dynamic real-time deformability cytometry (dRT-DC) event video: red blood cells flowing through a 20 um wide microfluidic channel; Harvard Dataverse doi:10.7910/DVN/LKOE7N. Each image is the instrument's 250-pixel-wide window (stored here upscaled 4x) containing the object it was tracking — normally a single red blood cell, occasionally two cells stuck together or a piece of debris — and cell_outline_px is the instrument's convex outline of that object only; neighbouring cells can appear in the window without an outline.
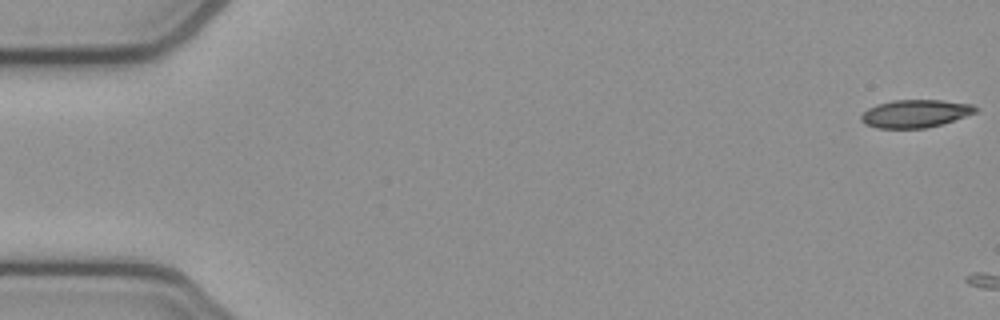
{"species": "common noctule bat (a hibernating species)", "species_latin": "Nyctalus noctula", "temperature_condition": "cold", "stored_images_in_passage": 9, "camera_frame_rate_fps": 3000, "um_per_image_px": 0.085, "animal": {"sex": "female", "body_mass_g": 21.9}, "frame": {"image": 1, "passage_image": 1, "time_ms": 0.0, "image_size_px": [1000, 320], "cell_outline_px": [[980, 108], [976, 112], [940, 124], [924, 128], [876, 128], [864, 124], [860, 120], [860, 116], [868, 108], [876, 104], [892, 100], [940, 100], [972, 104]], "centroid_in_image_um": [77.76, 9.65], "position_along_channel_um": 7.2, "area_um2": 18.5}}
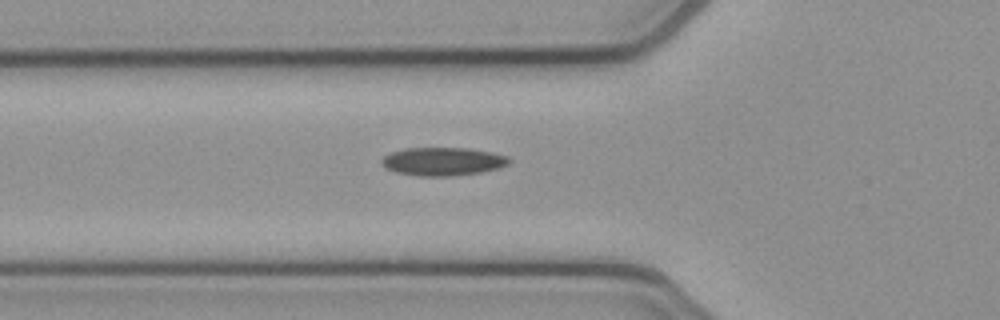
{"frame": {"image": 2, "passage_image": 9, "time_ms": 2.667, "image_size_px": [1000, 320], "cell_outline_px": [[512, 160], [508, 164], [496, 168], [480, 172], [452, 176], [420, 176], [396, 172], [384, 168], [380, 164], [380, 160], [388, 152], [404, 148], [468, 148], [492, 152], [508, 156]], "centroid_in_image_um": [37.59, 13.71], "position_along_channel_um": 88.2, "area_um2": 21.15}}